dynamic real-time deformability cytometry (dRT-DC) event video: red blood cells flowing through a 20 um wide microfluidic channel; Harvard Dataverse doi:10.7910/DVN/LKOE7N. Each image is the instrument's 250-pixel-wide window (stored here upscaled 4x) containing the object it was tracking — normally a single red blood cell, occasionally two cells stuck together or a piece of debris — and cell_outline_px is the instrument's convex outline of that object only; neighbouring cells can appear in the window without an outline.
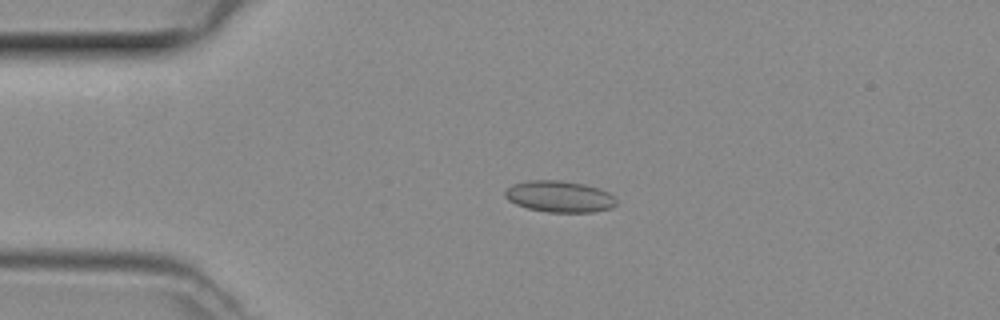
{"species": "common noctule bat (a hibernating species)", "species_latin": "Nyctalus noctula", "temperature_condition": "room temperature", "stored_images_in_passage": 15, "camera_frame_rate_fps": 3000, "um_per_image_px": 0.085, "animal": {"sex": "female", "body_mass_g": 29.2, "forearm_length_mm": 56.3}, "frame": {"image": 1, "passage_image": 10, "time_ms": 3.0, "image_size_px": [1000, 320], "cell_outline_px": [[616, 204], [612, 208], [592, 212], [548, 212], [528, 208], [516, 204], [508, 200], [504, 196], [504, 192], [512, 184], [528, 180], [560, 180], [584, 184], [600, 188], [608, 192], [616, 200]], "centroid_in_image_um": [47.54, 16.7], "position_along_channel_um": 37.5, "area_um2": 20.4}}